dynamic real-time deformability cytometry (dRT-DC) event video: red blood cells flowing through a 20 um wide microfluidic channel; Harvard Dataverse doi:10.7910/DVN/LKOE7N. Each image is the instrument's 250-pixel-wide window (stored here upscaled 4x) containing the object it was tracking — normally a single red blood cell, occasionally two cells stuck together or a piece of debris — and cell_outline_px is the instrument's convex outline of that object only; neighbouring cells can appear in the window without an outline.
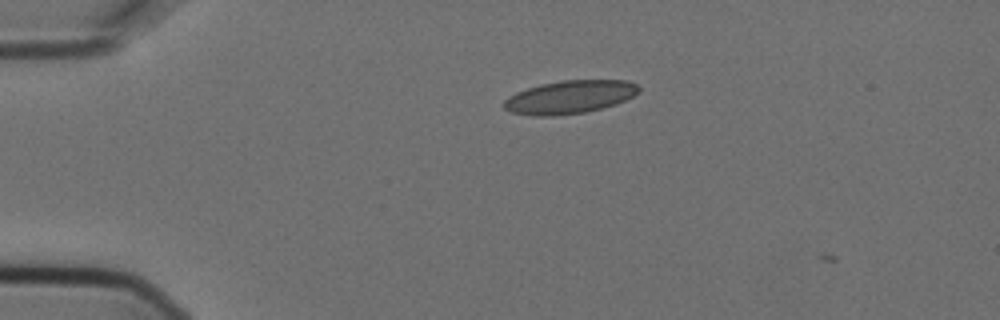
{"species": "Egyptian fruit bat (a non-hibernating species)", "species_latin": "Rousettus aegyptiacus", "temperature_condition": "cold", "stored_images_in_passage": 4, "camera_frame_rate_fps": 3000, "um_per_image_px": 0.085, "animal": {"sex": "female"}, "frame": {"image": 1, "passage_image": 1, "time_ms": 0.0, "image_size_px": [1000, 320], "cell_outline_px": [[640, 92], [616, 104], [584, 112], [552, 116], [532, 116], [512, 112], [504, 108], [504, 100], [508, 96], [516, 92], [540, 84], [560, 80], [628, 80], [636, 84], [640, 88]], "centroid_in_image_um": [48.41, 8.24], "position_along_channel_um": 36.6, "area_um2": 26.01}}
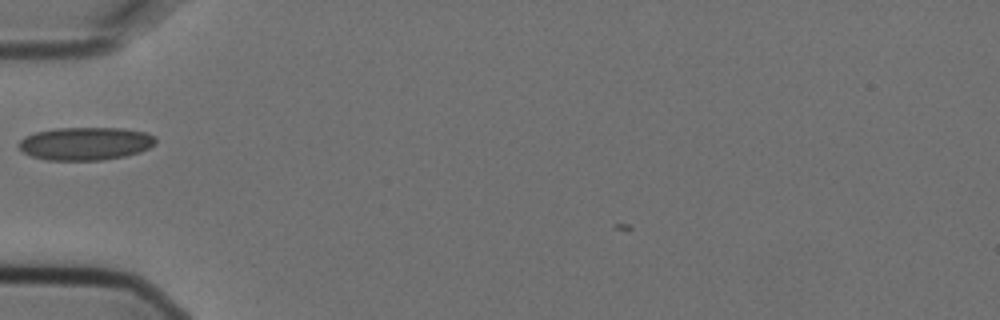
{"frame": {"image": 2, "passage_image": 3, "time_ms": 0.667, "image_size_px": [1000, 320], "cell_outline_px": [[156, 144], [140, 152], [124, 156], [100, 160], [48, 160], [32, 156], [24, 152], [16, 144], [24, 136], [36, 132], [56, 128], [124, 128], [148, 132], [156, 136]], "centroid_in_image_um": [7.29, 12.19], "position_along_channel_um": 77.7, "area_um2": 26.47}}